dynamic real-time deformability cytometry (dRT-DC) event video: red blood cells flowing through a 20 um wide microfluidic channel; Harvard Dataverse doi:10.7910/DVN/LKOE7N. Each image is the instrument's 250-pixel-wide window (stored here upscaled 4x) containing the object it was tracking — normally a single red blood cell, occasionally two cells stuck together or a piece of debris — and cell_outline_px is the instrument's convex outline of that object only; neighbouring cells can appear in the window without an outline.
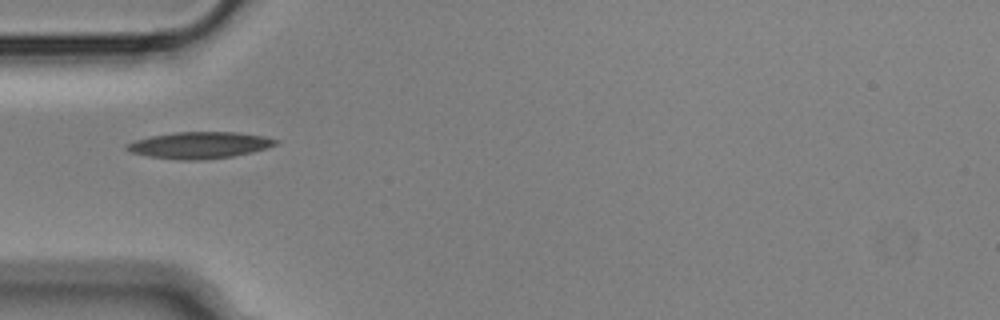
{"species": "Egyptian fruit bat (a non-hibernating species)", "species_latin": "Rousettus aegyptiacus", "temperature_condition": "cold", "stored_images_in_passage": 39, "camera_frame_rate_fps": 3000, "um_per_image_px": 0.085, "animal": {"sex": "male"}, "frame": {"image": 1, "passage_image": 1, "time_ms": 0.0, "image_size_px": [1000, 320], "cell_outline_px": [[280, 140], [276, 144], [252, 152], [232, 156], [204, 160], [180, 160], [148, 156], [132, 152], [124, 148], [124, 144], [136, 140], [152, 136], [176, 132], [236, 132], [264, 136]], "centroid_in_image_um": [16.94, 12.34], "position_along_channel_um": 68.1, "area_um2": 22.95}}
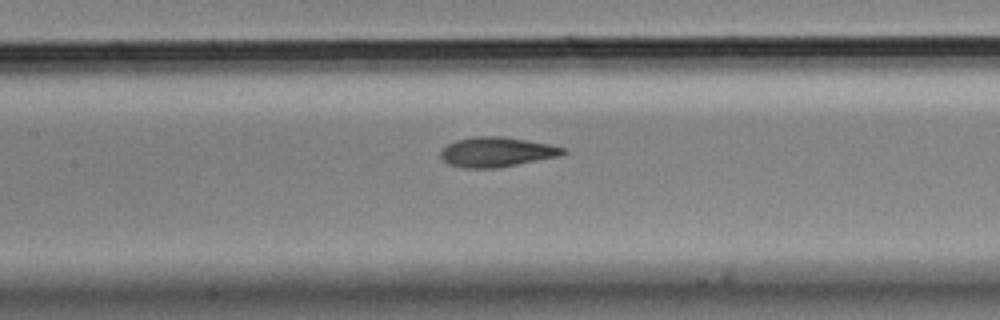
{"frame": {"image": 2, "passage_image": 9, "time_ms": 2.667, "image_size_px": [1000, 320], "cell_outline_px": [[568, 152], [560, 156], [496, 168], [464, 168], [448, 164], [440, 156], [440, 152], [448, 144], [456, 140], [476, 136], [504, 136], [552, 144], [568, 148]], "centroid_in_image_um": [42.27, 12.91], "position_along_channel_um": 165.1, "area_um2": 21.44}}
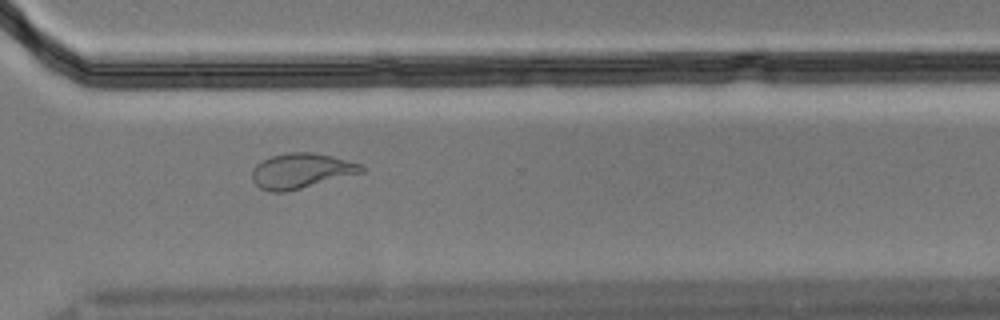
{"frame": {"image": 3, "passage_image": 24, "time_ms": 7.667, "image_size_px": [1000, 320], "cell_outline_px": [[364, 172], [284, 192], [272, 192], [260, 188], [252, 180], [252, 168], [256, 164], [272, 156], [288, 152], [316, 152], [332, 156], [360, 164], [364, 168]], "centroid_in_image_um": [25.57, 14.51], "position_along_channel_um": 345.0, "area_um2": 22.14}, "authors_computed_cell_mechanics": {"area_um2": 21.4438, "velocity_mm_per_s": 3.6032, "shape_relaxation_time_tau1_ms": 6.5408, "shape_relaxation_time_tau2_ms": 1.185, "deformation_change_tau1": 0.2187, "deformation_change_tau2": 0.0796}}